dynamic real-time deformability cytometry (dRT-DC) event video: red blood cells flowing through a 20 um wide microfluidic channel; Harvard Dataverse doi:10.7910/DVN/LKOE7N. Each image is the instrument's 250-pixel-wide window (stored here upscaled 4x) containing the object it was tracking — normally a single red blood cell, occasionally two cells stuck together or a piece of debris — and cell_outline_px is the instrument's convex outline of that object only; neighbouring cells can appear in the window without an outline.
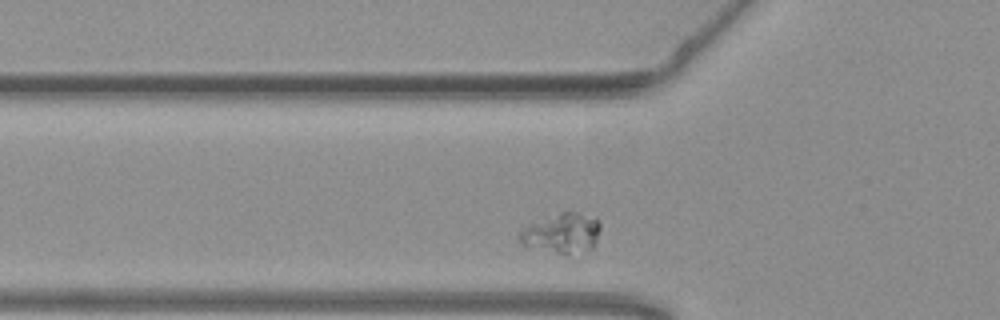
{"species": "common noctule bat (a hibernating species)", "species_latin": "Nyctalus noctula", "temperature_condition": "warm", "stored_images_in_passage": 31, "camera_frame_rate_fps": 3000, "um_per_image_px": 0.085, "animal": {"sex": "female", "body_mass_g": 19.3, "forearm_length_mm": 54.1}, "frame": {"image": 1, "passage_image": 6, "time_ms": 1.667, "image_size_px": [1000, 320], "cell_outline_px": [[600, 228], [596, 244], [592, 248], [568, 252], [560, 252], [524, 244], [520, 240], [520, 232], [528, 224], [560, 212], [580, 212], [596, 220], [600, 224]], "centroid_in_image_um": [47.8, 19.76], "position_along_channel_um": 78.0, "area_um2": 17.74}}
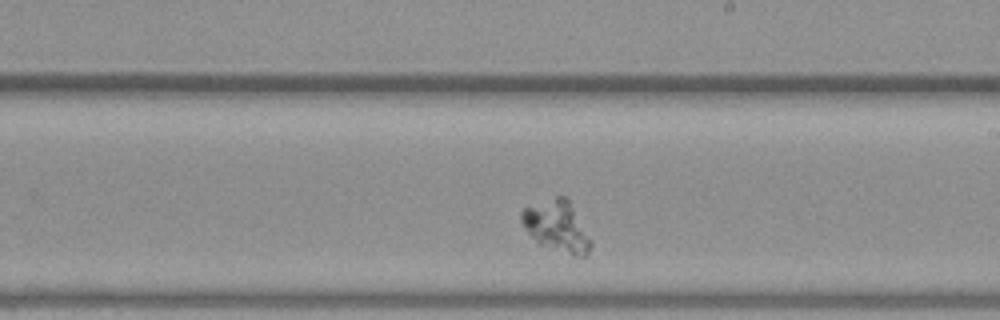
{"frame": {"image": 2, "passage_image": 20, "time_ms": 6.333, "image_size_px": [1000, 320], "cell_outline_px": [[592, 244], [588, 256], [572, 256], [536, 244], [520, 224], [520, 212], [524, 208], [556, 196], [564, 196], [568, 200], [592, 240]], "centroid_in_image_um": [47.3, 19.29], "position_along_channel_um": 241.7, "area_um2": 20.92}}
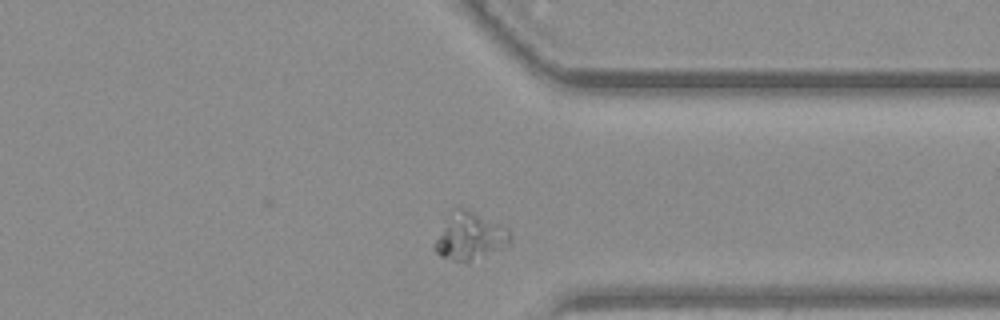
{"frame": {"image": 3, "passage_image": 31, "time_ms": 10.0, "image_size_px": [1000, 320], "cell_outline_px": [[512, 244], [508, 248], [500, 252], [468, 260], [452, 260], [440, 256], [432, 248], [432, 244], [452, 208], [456, 204], [508, 228]], "centroid_in_image_um": [39.95, 20.07], "position_along_channel_um": 371.5, "area_um2": 21.15}}